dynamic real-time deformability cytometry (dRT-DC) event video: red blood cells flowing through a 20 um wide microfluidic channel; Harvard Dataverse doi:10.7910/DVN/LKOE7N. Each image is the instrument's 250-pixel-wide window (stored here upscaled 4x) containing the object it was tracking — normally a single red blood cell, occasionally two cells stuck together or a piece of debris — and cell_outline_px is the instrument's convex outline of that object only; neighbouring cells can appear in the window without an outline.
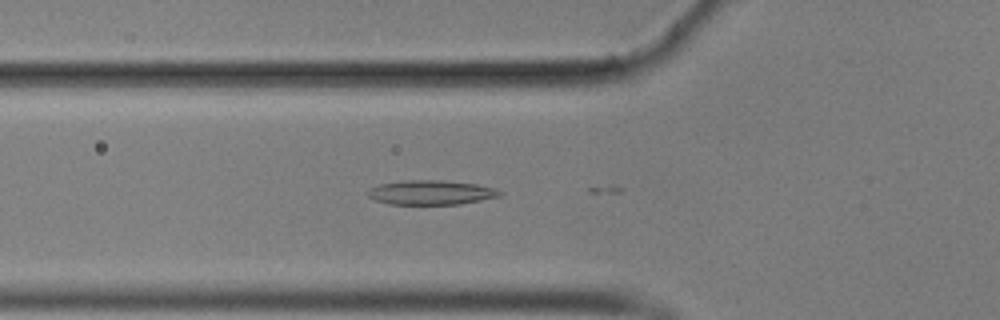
{"species": "common noctule bat (a hibernating species)", "species_latin": "Nyctalus noctula", "temperature_condition": "cold", "stored_images_in_passage": 17, "camera_frame_rate_fps": 3000, "um_per_image_px": 0.085, "animal": {"sex": "male", "body_mass_g": 17.9}, "frame": {"image": 1, "passage_image": 8, "time_ms": 2.333, "image_size_px": [1000, 320], "cell_outline_px": [[504, 192], [500, 196], [460, 204], [388, 204], [376, 200], [368, 196], [364, 192], [368, 188], [380, 184], [408, 180], [444, 180], [476, 184], [496, 188]], "centroid_in_image_um": [36.62, 16.36], "position_along_channel_um": 89.2, "area_um2": 18.9}}
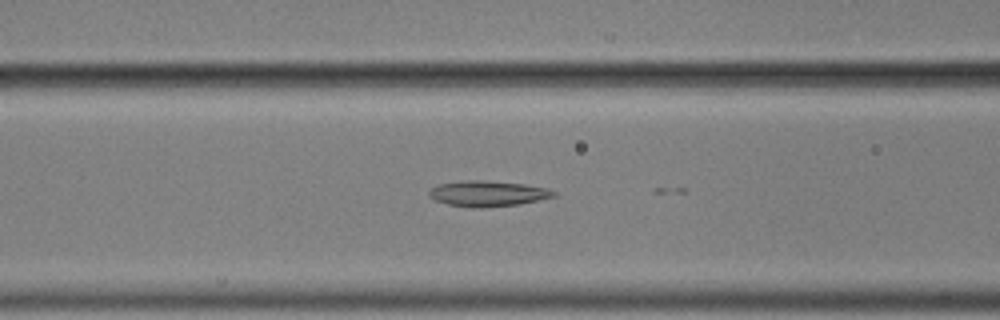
{"frame": {"image": 2, "passage_image": 11, "time_ms": 3.333, "image_size_px": [1000, 320], "cell_outline_px": [[556, 196], [520, 204], [484, 208], [476, 208], [448, 204], [432, 200], [428, 196], [428, 192], [436, 184], [464, 180], [484, 180], [524, 184], [548, 188], [556, 192]], "centroid_in_image_um": [41.43, 16.45], "position_along_channel_um": 125.2, "area_um2": 18.84}}
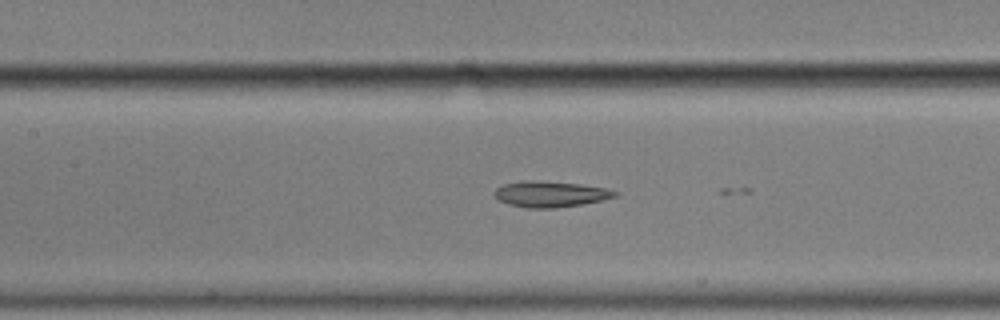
{"frame": {"image": 3, "passage_image": 14, "time_ms": 4.333, "image_size_px": [1000, 320], "cell_outline_px": [[620, 192], [616, 196], [584, 204], [552, 208], [528, 208], [508, 204], [500, 200], [496, 196], [496, 188], [504, 184], [524, 180], [540, 180], [580, 184], [608, 188]], "centroid_in_image_um": [46.82, 16.49], "position_along_channel_um": 160.6, "area_um2": 18.15}}